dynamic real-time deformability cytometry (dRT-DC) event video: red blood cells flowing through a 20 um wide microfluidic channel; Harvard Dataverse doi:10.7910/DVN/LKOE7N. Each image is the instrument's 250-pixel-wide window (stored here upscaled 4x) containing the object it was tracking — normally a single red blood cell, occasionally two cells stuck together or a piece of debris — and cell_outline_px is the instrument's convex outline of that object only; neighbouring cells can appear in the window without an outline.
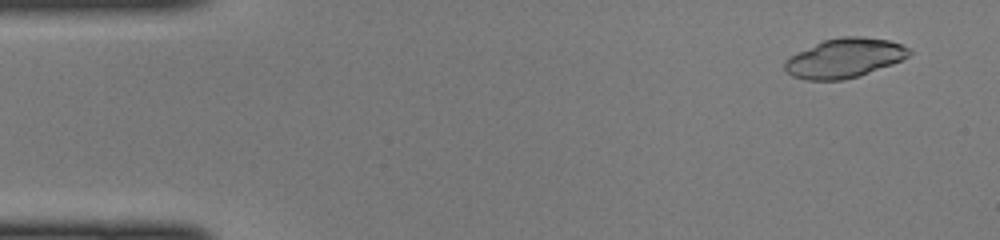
{"species": "common noctule bat (a hibernating species)", "species_latin": "Nyctalus noctula", "temperature_condition": "cold", "stored_images_in_passage": 46, "camera_frame_rate_fps": 3000, "um_per_image_px": 0.085, "animal": {"sex": "female", "body_mass_g": 22.0, "forearm_length_mm": 56.7}, "frame": {"image": 1, "passage_image": 3, "time_ms": 0.667, "image_size_px": [1000, 240], "cell_outline_px": [[912, 52], [908, 56], [892, 64], [860, 76], [844, 80], [804, 80], [792, 76], [784, 68], [784, 60], [788, 56], [824, 40], [840, 36], [860, 36], [888, 40], [900, 44], [908, 48]], "centroid_in_image_um": [71.75, 4.94], "position_along_channel_um": 13.3, "area_um2": 28.55}}